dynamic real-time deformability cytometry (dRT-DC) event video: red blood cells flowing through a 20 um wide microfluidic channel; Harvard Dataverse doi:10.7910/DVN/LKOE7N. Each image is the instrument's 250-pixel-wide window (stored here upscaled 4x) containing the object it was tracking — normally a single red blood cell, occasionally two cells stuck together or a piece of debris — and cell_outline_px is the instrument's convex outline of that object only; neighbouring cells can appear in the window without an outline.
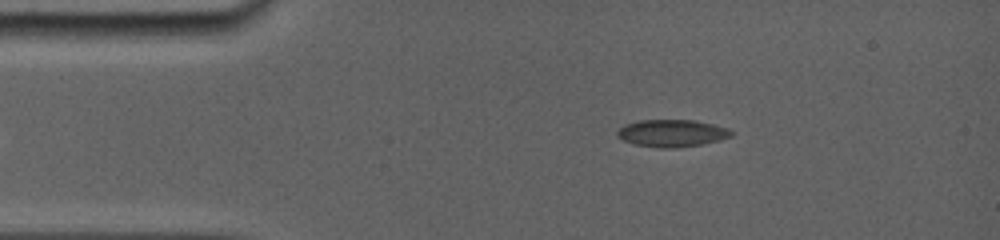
{"species": "common noctule bat (a hibernating species)", "species_latin": "Nyctalus noctula", "temperature_condition": "room temperature", "stored_images_in_passage": 14, "camera_frame_rate_fps": 5000, "um_per_image_px": 0.085, "animal": {"sex": "female", "body_mass_g": 19.0, "forearm_length_mm": 56.7}, "frame": {"image": 1, "passage_image": 1, "time_ms": 0.0, "image_size_px": [1000, 240], "cell_outline_px": [[736, 132], [732, 136], [720, 140], [704, 144], [676, 148], [656, 148], [636, 144], [624, 140], [616, 136], [616, 132], [624, 124], [636, 120], [696, 120], [728, 128]], "centroid_in_image_um": [57.14, 11.32], "position_along_channel_um": 27.9, "area_um2": 18.38}}